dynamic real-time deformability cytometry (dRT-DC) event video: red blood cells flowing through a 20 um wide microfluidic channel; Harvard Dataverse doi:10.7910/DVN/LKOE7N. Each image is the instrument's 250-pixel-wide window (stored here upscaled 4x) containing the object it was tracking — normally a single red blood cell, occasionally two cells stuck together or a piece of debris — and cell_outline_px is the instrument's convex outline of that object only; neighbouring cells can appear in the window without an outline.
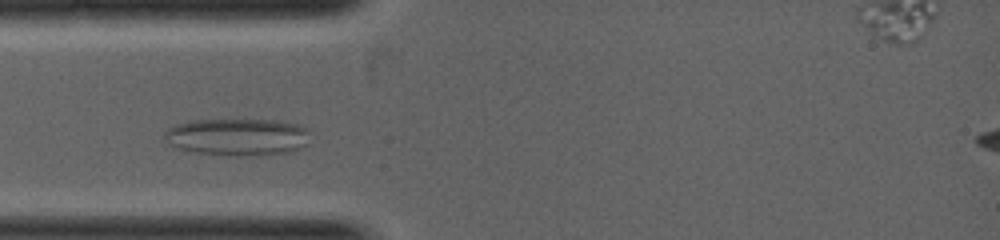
{"species": "common noctule bat (a hibernating species)", "species_latin": "Nyctalus noctula", "temperature_condition": "warm", "stored_images_in_passage": 10, "camera_frame_rate_fps": 5000, "um_per_image_px": 0.085, "animal": {"sex": "female", "body_mass_g": 19.0, "forearm_length_mm": 53.3}, "frame": {"image": 1, "passage_image": 7, "time_ms": 1.0, "image_size_px": [1000, 240], "cell_outline_px": [[304, 144], [292, 152], [256, 156], [240, 156], [192, 152], [180, 148], [172, 144], [164, 136], [164, 132], [168, 128], [180, 124], [196, 120], [276, 120], [296, 124], [304, 128]], "centroid_in_image_um": [20.15, 11.65], "position_along_channel_um": 64.9, "area_um2": 30.81}}
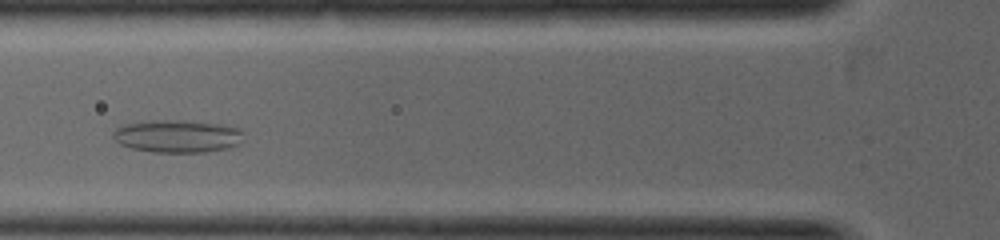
{"frame": {"image": 2, "passage_image": 9, "time_ms": 1.6, "image_size_px": [1000, 240], "cell_outline_px": [[244, 132], [236, 144], [228, 148], [204, 152], [152, 152], [132, 148], [120, 144], [112, 136], [112, 132], [116, 128], [124, 124], [144, 120], [192, 120], [216, 124], [236, 128]], "centroid_in_image_um": [15.0, 11.56], "position_along_channel_um": 110.8, "area_um2": 24.8}}